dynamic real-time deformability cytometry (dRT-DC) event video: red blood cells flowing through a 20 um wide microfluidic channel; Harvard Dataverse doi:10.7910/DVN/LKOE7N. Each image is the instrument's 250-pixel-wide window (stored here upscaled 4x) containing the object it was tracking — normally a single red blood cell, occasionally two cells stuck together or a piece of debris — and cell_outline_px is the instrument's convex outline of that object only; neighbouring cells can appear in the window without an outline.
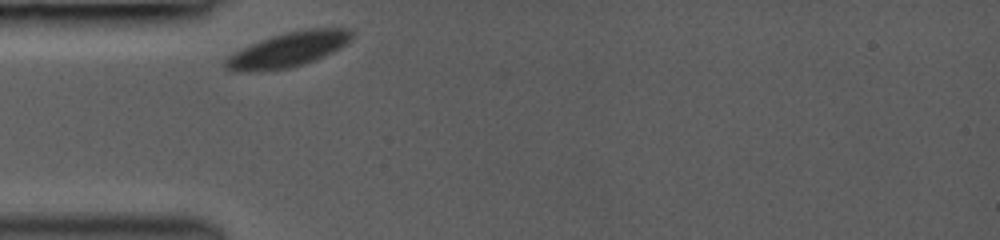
{"species": "common noctule bat (a hibernating species)", "species_latin": "Nyctalus noctula", "temperature_condition": "room temperature", "stored_images_in_passage": 10, "camera_frame_rate_fps": 3000, "um_per_image_px": 0.085, "animal": {"sex": "female", "body_mass_g": 19.0, "forearm_length_mm": 53.3}, "frame": {"image": 1, "passage_image": 1, "time_ms": 0.0, "image_size_px": [1000, 240], "cell_outline_px": [[352, 36], [340, 48], [324, 56], [304, 64], [288, 68], [252, 72], [232, 72], [224, 68], [224, 60], [228, 56], [252, 44], [272, 36], [288, 32], [308, 28], [348, 28], [352, 32]], "centroid_in_image_um": [24.46, 4.24], "position_along_channel_um": 60.5, "area_um2": 25.26}}
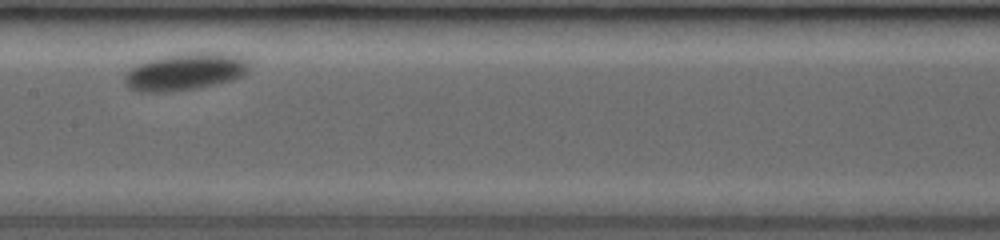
{"frame": {"image": 2, "passage_image": 6, "time_ms": 3.667, "image_size_px": [1000, 240], "cell_outline_px": [[248, 72], [244, 76], [232, 80], [216, 84], [196, 88], [168, 92], [140, 92], [128, 88], [124, 84], [124, 76], [128, 68], [136, 64], [160, 56], [192, 52], [216, 52], [240, 56], [248, 60]], "centroid_in_image_um": [15.71, 6.09], "position_along_channel_um": 191.7, "area_um2": 27.4}}
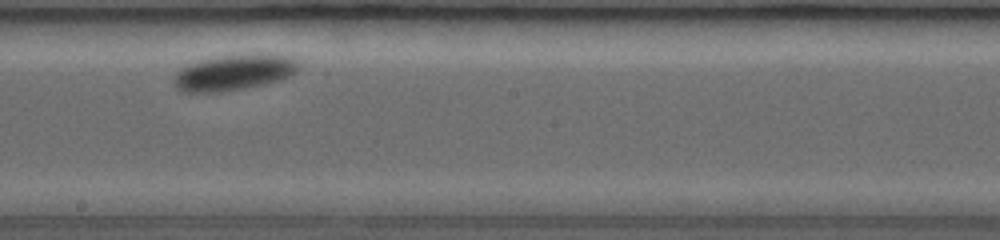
{"frame": {"image": 3, "passage_image": 7, "time_ms": 4.667, "image_size_px": [1000, 240], "cell_outline_px": [[300, 68], [292, 76], [268, 84], [244, 88], [216, 92], [184, 92], [176, 88], [172, 84], [172, 80], [176, 72], [180, 68], [188, 64], [200, 60], [224, 56], [288, 56], [296, 60], [300, 64]], "centroid_in_image_um": [19.85, 6.2], "position_along_channel_um": 228.4, "area_um2": 25.61}}